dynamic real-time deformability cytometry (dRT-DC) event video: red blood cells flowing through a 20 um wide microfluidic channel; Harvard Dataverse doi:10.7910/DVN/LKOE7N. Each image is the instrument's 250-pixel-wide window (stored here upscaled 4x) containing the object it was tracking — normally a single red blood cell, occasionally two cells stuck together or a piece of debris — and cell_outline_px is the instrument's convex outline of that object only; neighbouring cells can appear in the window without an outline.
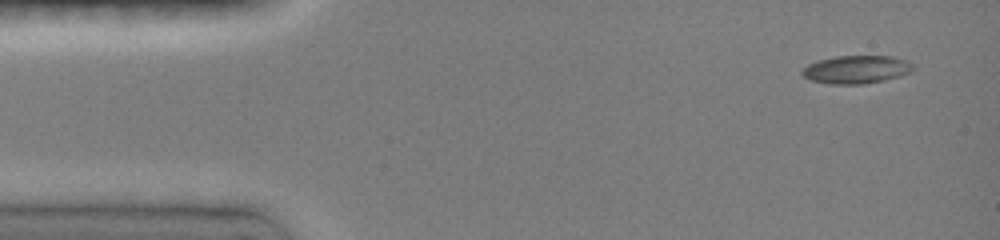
{"species": "common noctule bat (a hibernating species)", "species_latin": "Nyctalus noctula", "temperature_condition": "room temperature", "stored_images_in_passage": 25, "camera_frame_rate_fps": 3000, "um_per_image_px": 0.085, "animal": {"sex": "female", "body_mass_g": 19.0, "forearm_length_mm": 51.5}, "frame": {"image": 1, "passage_image": 1, "time_ms": 0.0, "image_size_px": [1000, 240], "cell_outline_px": [[916, 68], [912, 72], [900, 76], [884, 80], [860, 84], [828, 84], [812, 80], [804, 76], [800, 72], [808, 64], [816, 60], [836, 56], [892, 56], [904, 60], [912, 64]], "centroid_in_image_um": [72.79, 5.9], "position_along_channel_um": 12.2, "area_um2": 18.15}}
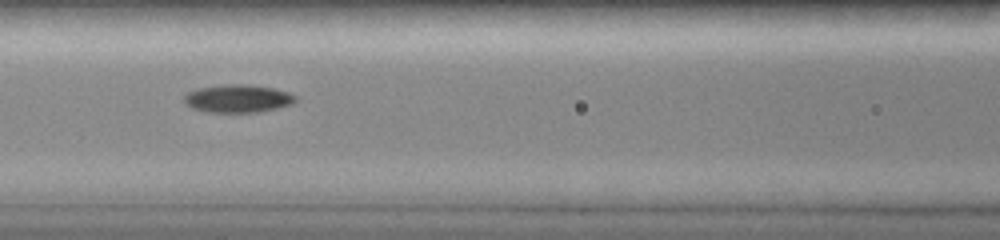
{"frame": {"image": 2, "passage_image": 10, "time_ms": 5.667, "image_size_px": [1000, 240], "cell_outline_px": [[296, 100], [292, 104], [276, 108], [256, 112], [208, 112], [192, 108], [184, 104], [184, 96], [188, 92], [196, 88], [224, 84], [248, 84], [272, 88], [288, 92], [296, 96]], "centroid_in_image_um": [20.18, 8.37], "position_along_channel_um": 146.4, "area_um2": 18.15}}
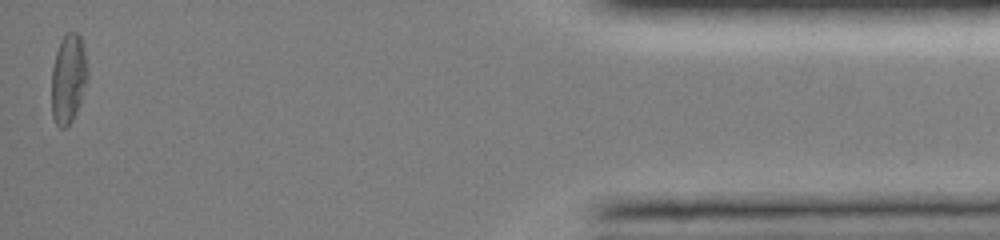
{"frame": {"image": 3, "passage_image": 25, "time_ms": 14.333, "image_size_px": [1000, 240], "cell_outline_px": [[88, 76], [76, 112], [72, 120], [64, 128], [60, 128], [56, 124], [52, 116], [52, 68], [56, 52], [60, 40], [64, 32], [76, 32], [80, 36], [84, 44], [88, 72]], "centroid_in_image_um": [5.81, 6.63], "position_along_channel_um": 429.4, "area_um2": 18.79}, "authors_computed_cell_mechanics": {"area_um2": 17.918, "velocity_mm_per_s": 4.0967, "shape_relaxation_time_tau1_ms": 5.175, "shape_relaxation_time_tau2_ms": null, "deformation_change_tau1": 0.1542, "deformation_change_tau2": null}}